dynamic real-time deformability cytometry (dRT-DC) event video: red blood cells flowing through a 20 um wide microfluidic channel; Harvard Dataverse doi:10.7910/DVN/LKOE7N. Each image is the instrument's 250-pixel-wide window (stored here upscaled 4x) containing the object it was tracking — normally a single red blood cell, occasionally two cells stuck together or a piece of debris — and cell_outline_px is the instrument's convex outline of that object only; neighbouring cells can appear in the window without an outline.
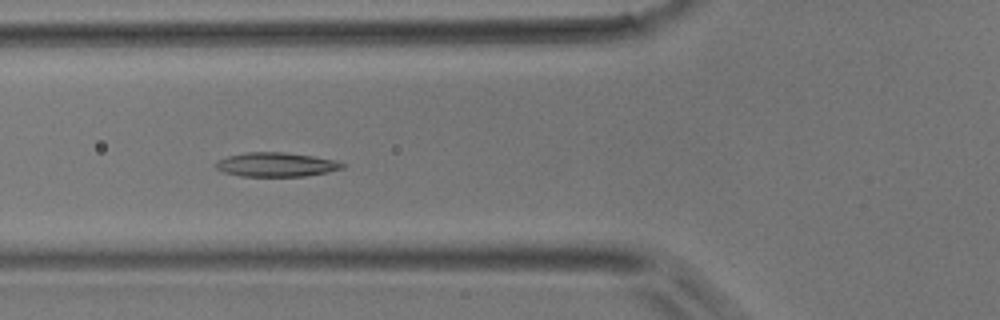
{"species": "common noctule bat (a hibernating species)", "species_latin": "Nyctalus noctula", "temperature_condition": "room temperature", "stored_images_in_passage": 48, "camera_frame_rate_fps": 3000, "um_per_image_px": 0.085, "animal": {"sex": "male", "body_mass_g": 17.9}, "frame": {"image": 1, "passage_image": 16, "time_ms": 5.0, "image_size_px": [1000, 320], "cell_outline_px": [[348, 164], [344, 168], [328, 172], [304, 176], [240, 176], [224, 172], [216, 168], [212, 164], [216, 160], [228, 156], [244, 152], [284, 152], [312, 156], [336, 160]], "centroid_in_image_um": [23.47, 13.98], "position_along_channel_um": 102.3, "area_um2": 18.03}}
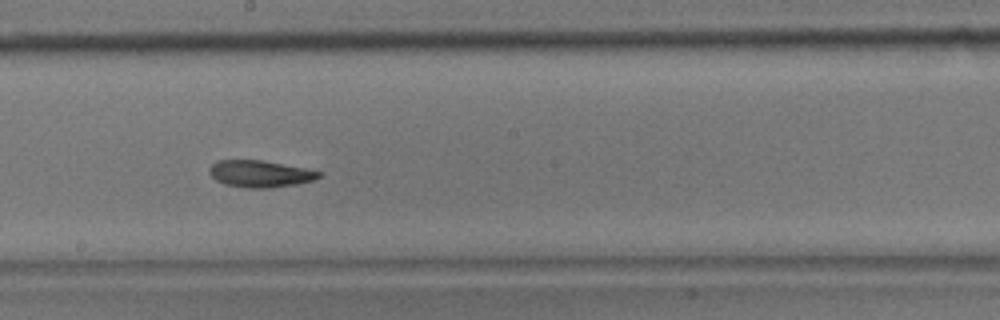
{"frame": {"image": 2, "passage_image": 25, "time_ms": 8.0, "image_size_px": [1000, 320], "cell_outline_px": [[324, 172], [320, 176], [312, 180], [296, 184], [268, 188], [248, 188], [224, 184], [216, 180], [208, 172], [208, 168], [216, 160], [260, 160], [308, 168]], "centroid_in_image_um": [22.1, 14.76], "position_along_channel_um": 226.1, "area_um2": 17.22}}
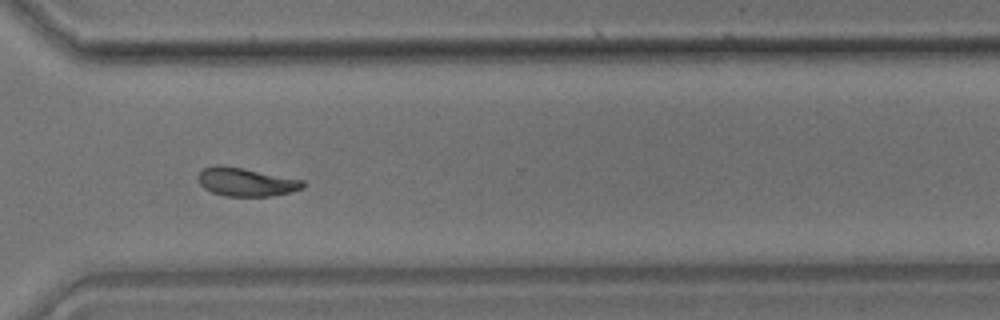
{"frame": {"image": 3, "passage_image": 34, "time_ms": 11.0, "image_size_px": [1000, 320], "cell_outline_px": [[308, 184], [304, 188], [272, 196], [224, 196], [212, 192], [204, 188], [200, 184], [196, 176], [204, 168], [216, 164], [224, 164], [304, 180]], "centroid_in_image_um": [20.91, 15.45], "position_along_channel_um": 349.7, "area_um2": 17.63}}